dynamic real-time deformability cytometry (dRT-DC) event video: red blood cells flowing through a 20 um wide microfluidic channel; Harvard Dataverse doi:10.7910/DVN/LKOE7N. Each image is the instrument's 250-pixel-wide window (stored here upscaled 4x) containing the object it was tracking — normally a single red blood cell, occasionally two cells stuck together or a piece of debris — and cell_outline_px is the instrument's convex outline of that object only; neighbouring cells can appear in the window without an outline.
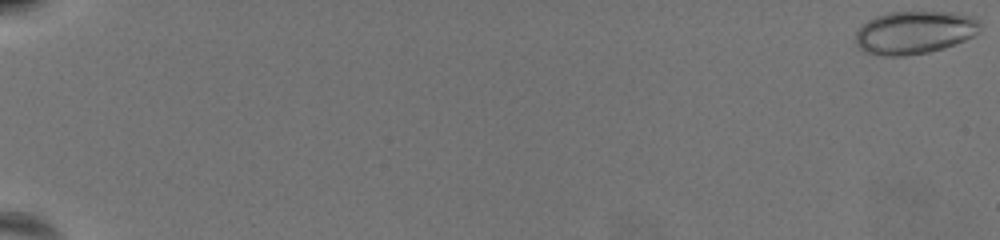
{"species": "common noctule bat (a hibernating species)", "species_latin": "Nyctalus noctula", "temperature_condition": "warm", "stored_images_in_passage": 15, "camera_frame_rate_fps": 3000, "um_per_image_px": 0.085, "animal": {"sex": "female", "body_mass_g": 19.5, "forearm_length_mm": 54.1}, "frame": {"image": 1, "passage_image": 1, "time_ms": 0.0, "image_size_px": [1000, 240], "cell_outline_px": [[980, 32], [964, 40], [944, 48], [928, 52], [904, 56], [880, 56], [864, 52], [856, 44], [856, 32], [868, 20], [876, 16], [888, 12], [952, 12], [976, 16], [980, 20]], "centroid_in_image_um": [77.75, 2.76], "position_along_channel_um": 7.2, "area_um2": 31.39}}